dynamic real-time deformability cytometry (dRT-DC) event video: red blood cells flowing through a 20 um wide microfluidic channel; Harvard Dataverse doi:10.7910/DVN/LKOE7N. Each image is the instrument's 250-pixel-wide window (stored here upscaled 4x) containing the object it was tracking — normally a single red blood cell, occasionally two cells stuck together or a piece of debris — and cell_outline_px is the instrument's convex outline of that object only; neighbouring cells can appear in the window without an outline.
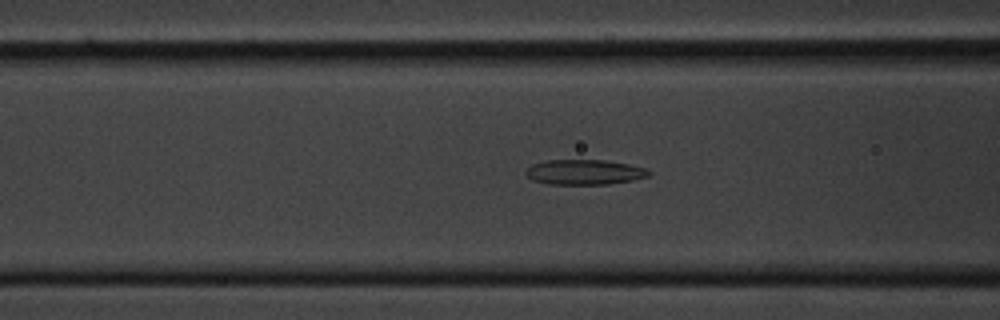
{"species": "common noctule bat (a hibernating species)", "species_latin": "Nyctalus noctula", "temperature_condition": "cold", "stored_images_in_passage": 24, "camera_frame_rate_fps": 3000, "um_per_image_px": 0.085, "animal": {"sex": "male", "body_mass_g": 20.1, "forearm_length_mm": 53.5}, "frame": {"image": 1, "passage_image": 4, "time_ms": 1.0, "image_size_px": [1000, 320], "cell_outline_px": [[648, 172], [640, 176], [628, 180], [596, 184], [560, 184], [540, 180], [540, 164], [556, 160], [596, 160], [620, 164], [640, 168]], "centroid_in_image_um": [49.9, 14.63], "position_along_channel_um": 116.7, "area_um2": 14.85}}
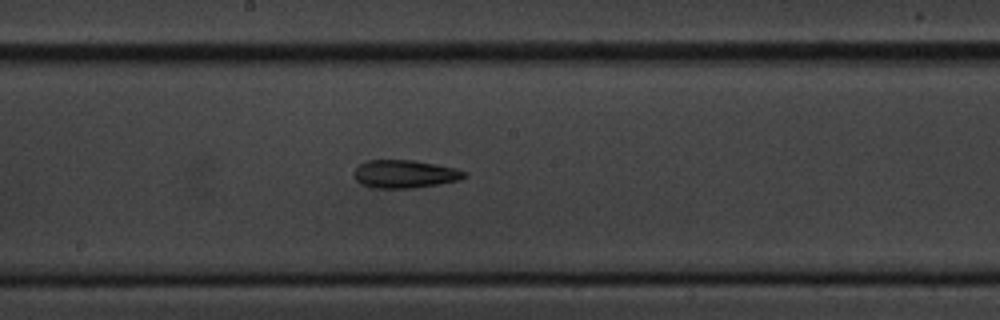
{"frame": {"image": 2, "passage_image": 12, "time_ms": 3.667, "image_size_px": [1000, 320], "cell_outline_px": [[464, 176], [452, 180], [432, 184], [368, 184], [360, 180], [356, 176], [356, 172], [364, 164], [372, 160], [400, 160], [428, 164], [448, 168], [464, 172]], "centroid_in_image_um": [34.41, 14.7], "position_along_channel_um": 213.8, "area_um2": 14.62}}
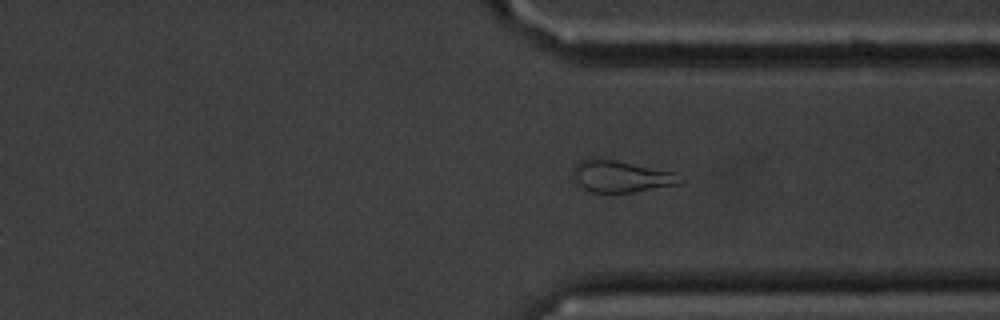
{"frame": {"image": 3, "passage_image": 24, "time_ms": 7.667, "image_size_px": [1000, 320], "cell_outline_px": [[664, 184], [624, 192], [600, 192], [588, 188], [608, 164], [624, 164], [664, 172]], "centroid_in_image_um": [53.23, 15.19], "position_along_channel_um": 358.2, "area_um2": 11.16}}